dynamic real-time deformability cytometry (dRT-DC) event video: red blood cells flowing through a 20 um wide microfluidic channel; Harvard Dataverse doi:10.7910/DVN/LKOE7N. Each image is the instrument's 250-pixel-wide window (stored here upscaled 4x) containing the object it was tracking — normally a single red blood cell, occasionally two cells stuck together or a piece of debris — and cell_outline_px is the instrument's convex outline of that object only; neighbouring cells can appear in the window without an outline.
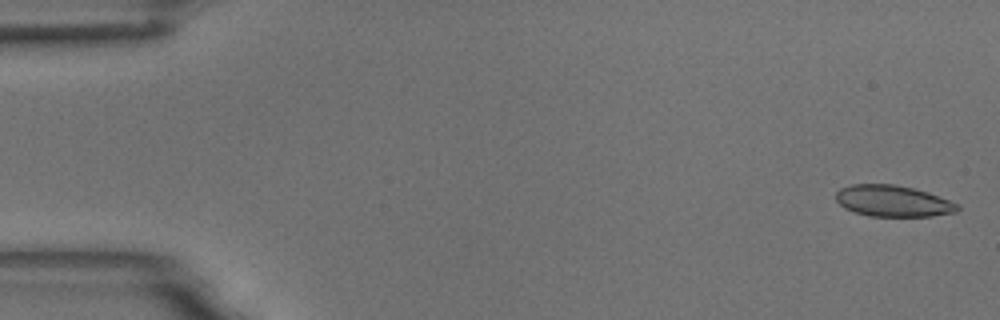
{"species": "common noctule bat (a hibernating species)", "species_latin": "Nyctalus noctula", "temperature_condition": "room temperature", "stored_images_in_passage": 8, "camera_frame_rate_fps": 3000, "um_per_image_px": 0.085, "animal": {"sex": "male", "body_mass_g": 18.8}, "frame": {"image": 1, "passage_image": 1, "time_ms": 0.0, "image_size_px": [1000, 320], "cell_outline_px": [[960, 208], [956, 212], [932, 216], [868, 216], [844, 208], [836, 200], [836, 192], [840, 188], [852, 184], [892, 184], [912, 188], [928, 192], [960, 204]], "centroid_in_image_um": [75.91, 17.09], "position_along_channel_um": 9.1, "area_um2": 22.2}}
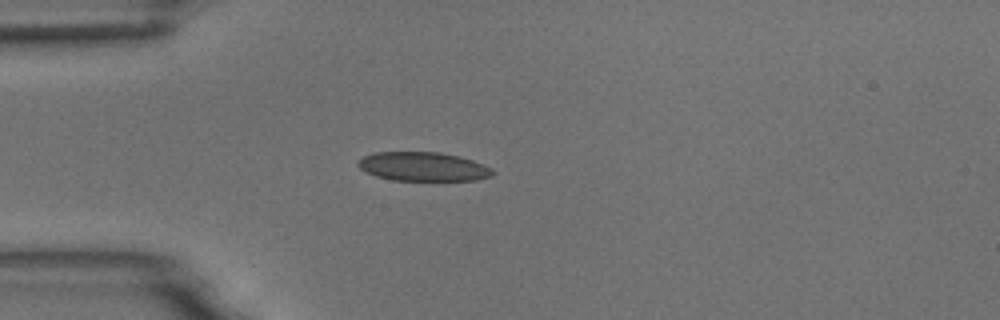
{"frame": {"image": 2, "passage_image": 5, "time_ms": 1.333, "image_size_px": [1000, 320], "cell_outline_px": [[496, 172], [492, 176], [476, 180], [392, 180], [376, 176], [360, 168], [356, 164], [364, 156], [372, 152], [440, 152], [460, 156], [472, 160], [492, 168]], "centroid_in_image_um": [35.99, 14.15], "position_along_channel_um": 49.0, "area_um2": 22.72}}